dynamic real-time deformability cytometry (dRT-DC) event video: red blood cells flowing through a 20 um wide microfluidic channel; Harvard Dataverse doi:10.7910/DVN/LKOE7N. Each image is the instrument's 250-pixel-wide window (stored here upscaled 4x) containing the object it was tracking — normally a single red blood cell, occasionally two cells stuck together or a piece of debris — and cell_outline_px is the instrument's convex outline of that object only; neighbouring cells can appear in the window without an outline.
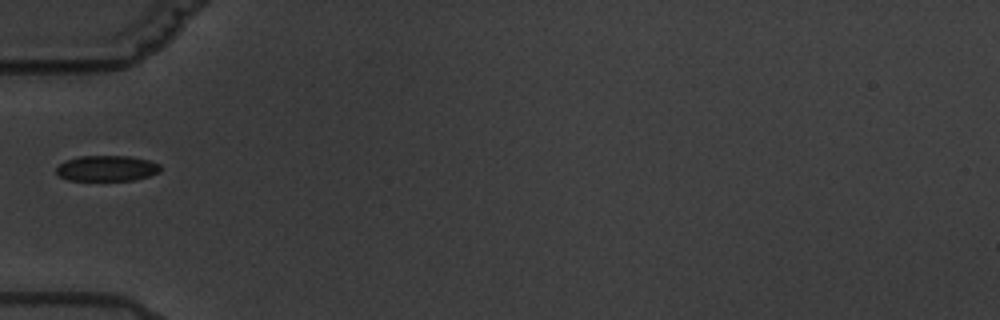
{"species": "common noctule bat (a hibernating species)", "species_latin": "Nyctalus noctula", "temperature_condition": "warm", "stored_images_in_passage": 1, "camera_frame_rate_fps": 3000, "um_per_image_px": 0.085, "animal": {"sex": "male", "body_mass_g": 19.5, "forearm_length_mm": 54.6}, "frame": {"image": 1, "passage_image": 1, "time_ms": 0.0, "image_size_px": [1000, 320], "cell_outline_px": [[160, 172], [136, 180], [68, 180], [60, 176], [56, 172], [56, 168], [64, 160], [80, 156], [132, 156], [148, 160], [160, 164]], "centroid_in_image_um": [9.09, 14.3], "position_along_channel_um": 75.9, "area_um2": 15.61}}